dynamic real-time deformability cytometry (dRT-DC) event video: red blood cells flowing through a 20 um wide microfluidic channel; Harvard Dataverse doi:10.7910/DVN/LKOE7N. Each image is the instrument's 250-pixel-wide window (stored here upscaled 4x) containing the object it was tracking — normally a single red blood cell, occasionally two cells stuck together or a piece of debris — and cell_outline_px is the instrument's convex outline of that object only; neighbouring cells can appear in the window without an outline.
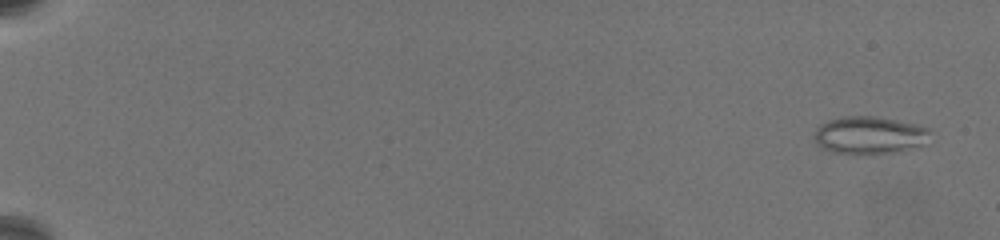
{"species": "common noctule bat (a hibernating species)", "species_latin": "Nyctalus noctula", "temperature_condition": "warm", "stored_images_in_passage": 66, "camera_frame_rate_fps": 3000, "um_per_image_px": 0.085, "animal": {"sex": "female", "body_mass_g": 19.5, "forearm_length_mm": 54.1}, "frame": {"image": 1, "passage_image": 4, "time_ms": 1.0, "image_size_px": [1000, 240], "cell_outline_px": [[932, 144], [892, 152], [868, 156], [832, 152], [816, 144], [816, 128], [820, 124], [828, 120], [844, 116], [876, 116], [920, 124], [932, 128]], "centroid_in_image_um": [74.04, 11.5], "position_along_channel_um": 11.0, "area_um2": 26.41}}
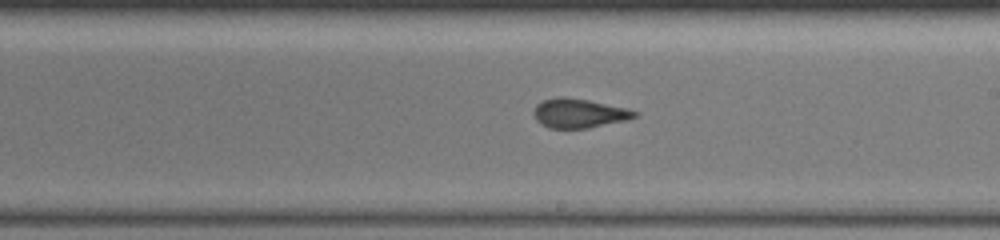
{"frame": {"image": 2, "passage_image": 42, "time_ms": 13.667, "image_size_px": [1000, 240], "cell_outline_px": [[640, 112], [636, 116], [628, 120], [588, 128], [548, 128], [540, 124], [536, 120], [532, 112], [536, 104], [544, 100], [560, 96], [564, 96], [588, 100], [628, 108]], "centroid_in_image_um": [49.21, 9.63], "position_along_channel_um": 239.8, "area_um2": 17.4}}
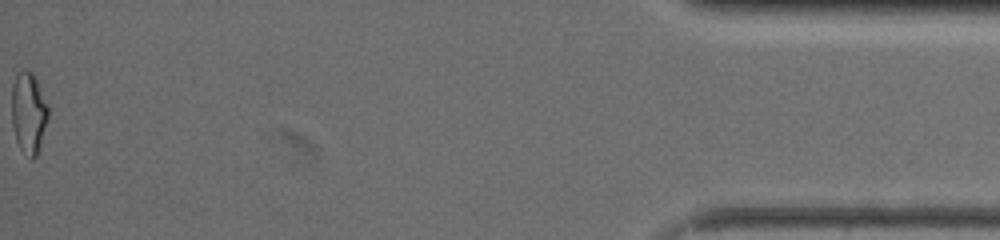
{"frame": {"image": 3, "passage_image": 66, "time_ms": 21.667, "image_size_px": [1000, 240], "cell_outline_px": [[48, 116], [36, 156], [32, 160], [20, 148], [16, 140], [12, 124], [12, 84], [16, 76], [24, 68], [32, 72], [48, 104]], "centroid_in_image_um": [2.42, 9.56], "position_along_channel_um": 432.8, "area_um2": 16.99}, "authors_computed_cell_mechanics": {"area_um2": 17.3978, "velocity_mm_per_s": 3.4296, "shape_relaxation_time_tau1_ms": 8.9955, "shape_relaxation_time_tau2_ms": 1.4056, "deformation_change_tau1": 0.2257, "deformation_change_tau2": 0.081}}